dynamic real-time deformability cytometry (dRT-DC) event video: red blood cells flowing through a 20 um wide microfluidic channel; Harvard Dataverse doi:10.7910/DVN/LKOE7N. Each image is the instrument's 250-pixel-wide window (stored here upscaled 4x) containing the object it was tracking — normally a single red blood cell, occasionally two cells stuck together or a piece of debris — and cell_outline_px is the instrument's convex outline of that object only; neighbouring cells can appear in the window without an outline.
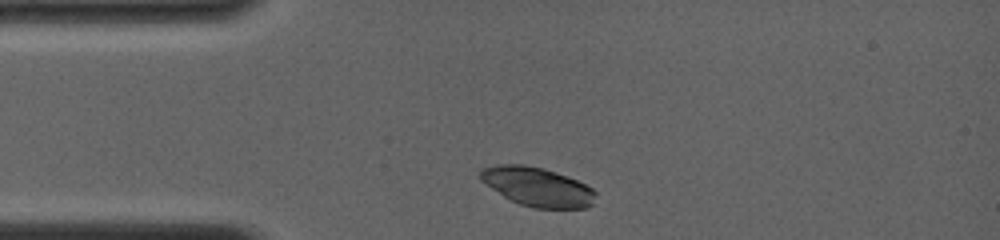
{"species": "common noctule bat (a hibernating species)", "species_latin": "Nyctalus noctula", "temperature_condition": "room temperature", "stored_images_in_passage": 2, "camera_frame_rate_fps": 4000, "um_per_image_px": 0.085, "animal": {"sex": "female", "body_mass_g": 19.0, "forearm_length_mm": 56.7}, "frame": {"image": 1, "passage_image": 1, "time_ms": 0.0, "image_size_px": [1000, 240], "cell_outline_px": [[596, 196], [592, 204], [588, 208], [536, 208], [520, 204], [504, 196], [484, 184], [480, 180], [480, 172], [484, 168], [496, 164], [524, 164], [544, 168], [568, 176], [592, 188], [596, 192]], "centroid_in_image_um": [45.68, 15.87], "position_along_channel_um": 39.3, "area_um2": 26.18}}